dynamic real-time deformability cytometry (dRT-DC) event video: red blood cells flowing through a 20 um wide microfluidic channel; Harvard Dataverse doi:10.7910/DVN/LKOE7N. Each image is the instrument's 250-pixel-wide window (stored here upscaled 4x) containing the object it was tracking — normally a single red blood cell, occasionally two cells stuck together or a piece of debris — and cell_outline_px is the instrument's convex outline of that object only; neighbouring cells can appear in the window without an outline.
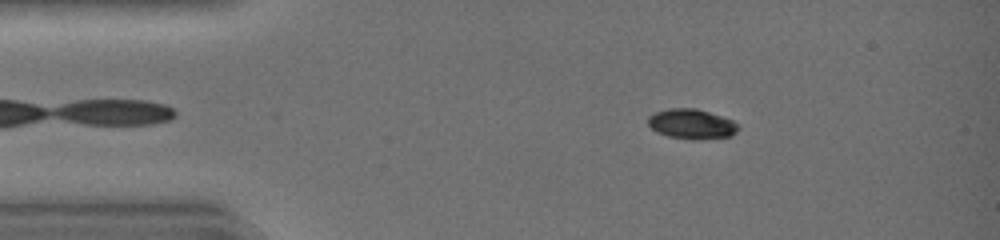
{"species": "common noctule bat (a hibernating species)", "species_latin": "Nyctalus noctula", "temperature_condition": "warm", "stored_images_in_passage": 40, "camera_frame_rate_fps": 3000, "um_per_image_px": 0.085, "animal": {"sex": "female", "body_mass_g": 19.0, "forearm_length_mm": 51.5}, "frame": {"image": 1, "passage_image": 4, "time_ms": 1.0, "image_size_px": [1000, 240], "cell_outline_px": [[740, 128], [732, 136], [696, 140], [692, 140], [668, 136], [656, 132], [648, 124], [648, 116], [656, 112], [668, 108], [696, 108], [732, 120], [740, 124]], "centroid_in_image_um": [58.8, 10.55], "position_along_channel_um": 26.2, "area_um2": 15.84}}
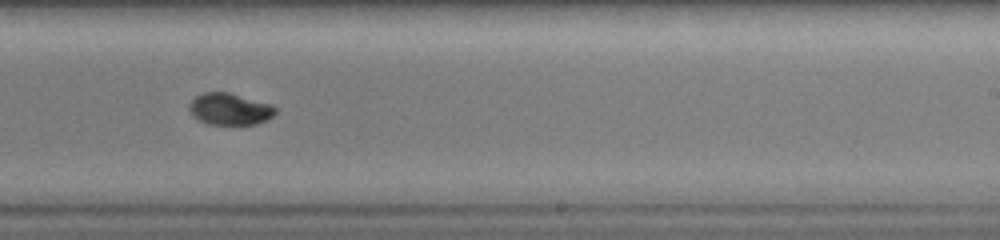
{"frame": {"image": 2, "passage_image": 24, "time_ms": 7.667, "image_size_px": [1000, 240], "cell_outline_px": [[276, 112], [268, 120], [256, 124], [208, 124], [192, 116], [188, 108], [188, 104], [196, 96], [204, 92], [228, 92], [272, 104], [276, 108]], "centroid_in_image_um": [19.53, 9.27], "position_along_channel_um": 269.5, "area_um2": 16.01}}
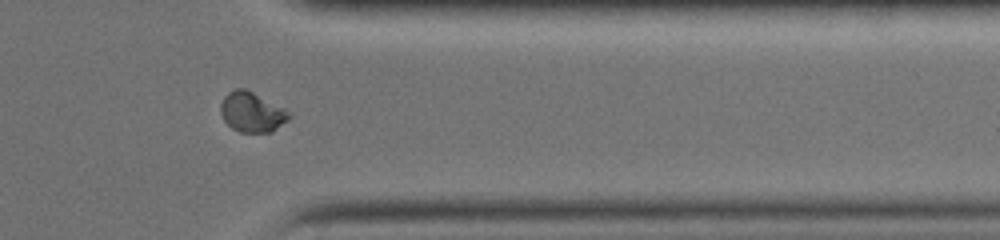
{"frame": {"image": 3, "passage_image": 32, "time_ms": 10.333, "image_size_px": [1000, 240], "cell_outline_px": [[292, 116], [288, 120], [272, 132], [240, 132], [232, 128], [224, 120], [220, 112], [220, 104], [224, 96], [228, 92], [236, 88], [244, 88], [284, 108]], "centroid_in_image_um": [21.4, 9.53], "position_along_channel_um": 390.0, "area_um2": 15.84}, "authors_computed_cell_mechanics": {"area_um2": 16.2418, "velocity_mm_per_s": 4.5058, "shape_relaxation_time_tau1_ms": 7.8744, "shape_relaxation_time_tau2_ms": 3.0873, "deformation_change_tau1": 0.2483, "deformation_change_tau2": 0.0383}}